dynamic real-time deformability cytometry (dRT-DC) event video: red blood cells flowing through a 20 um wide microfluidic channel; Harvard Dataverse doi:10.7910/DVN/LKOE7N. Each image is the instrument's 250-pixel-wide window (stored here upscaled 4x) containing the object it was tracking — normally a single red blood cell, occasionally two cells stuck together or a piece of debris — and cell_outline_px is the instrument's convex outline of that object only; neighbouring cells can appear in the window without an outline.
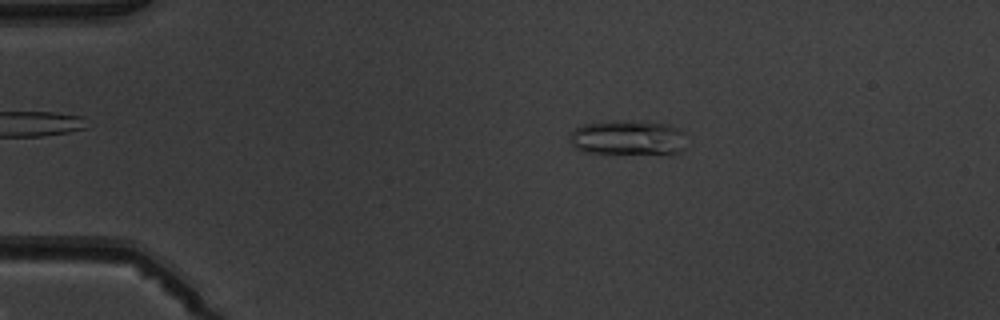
{"species": "common noctule bat (a hibernating species)", "species_latin": "Nyctalus noctula", "temperature_condition": "warm", "stored_images_in_passage": 5, "camera_frame_rate_fps": 3000, "um_per_image_px": 0.085, "animal": {"sex": "male", "body_mass_g": 19.5, "forearm_length_mm": 54.6}, "frame": {"image": 1, "passage_image": 4, "time_ms": 3.333, "image_size_px": [1000, 320], "cell_outline_px": [[688, 148], [672, 156], [584, 152], [576, 148], [568, 140], [568, 136], [576, 128], [584, 124], [616, 120], [648, 120], [668, 124], [676, 128], [680, 132]], "centroid_in_image_um": [53.43, 11.74], "position_along_channel_um": 31.6, "area_um2": 24.85}}